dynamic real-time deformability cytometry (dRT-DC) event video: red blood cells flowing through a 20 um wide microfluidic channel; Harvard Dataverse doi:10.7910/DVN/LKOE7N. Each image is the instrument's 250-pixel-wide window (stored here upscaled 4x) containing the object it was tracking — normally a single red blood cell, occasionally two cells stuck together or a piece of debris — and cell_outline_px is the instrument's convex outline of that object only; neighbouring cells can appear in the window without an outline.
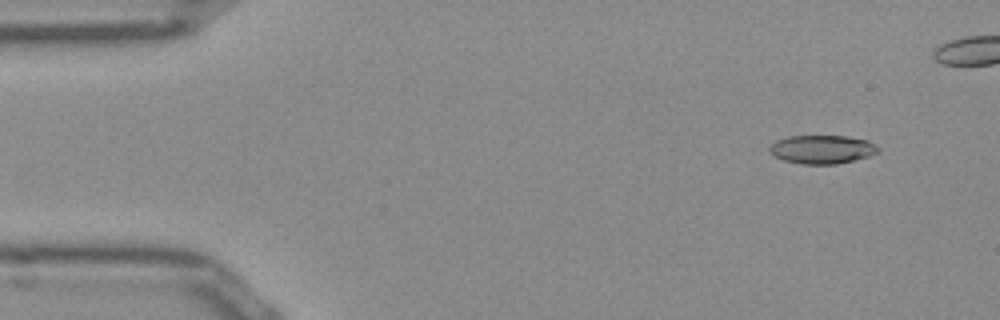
{"species": "Egyptian fruit bat (a non-hibernating species)", "species_latin": "Rousettus aegyptiacus", "temperature_condition": "room temperature", "stored_images_in_passage": 43, "camera_frame_rate_fps": 3000, "um_per_image_px": 0.085, "frame": {"image": 1, "passage_image": 3, "time_ms": 0.667, "image_size_px": [1000, 320], "cell_outline_px": [[880, 152], [868, 156], [836, 164], [800, 164], [784, 160], [776, 156], [768, 148], [776, 140], [788, 136], [848, 136], [868, 140], [880, 148]], "centroid_in_image_um": [69.9, 12.69], "position_along_channel_um": 15.1, "area_um2": 17.98}}
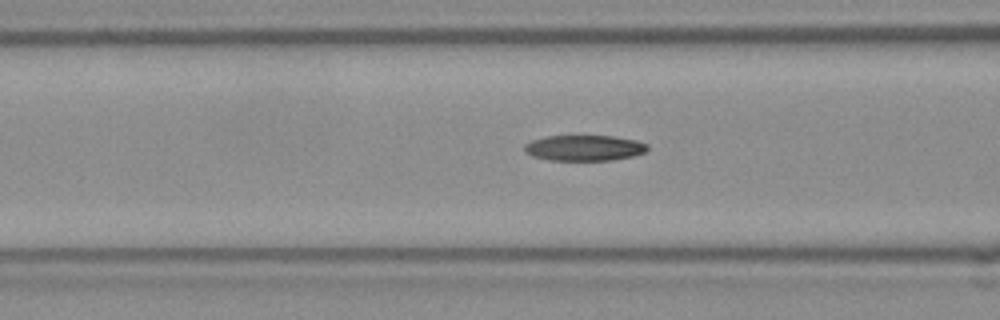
{"frame": {"image": 2, "passage_image": 18, "time_ms": 5.667, "image_size_px": [1000, 320], "cell_outline_px": [[648, 148], [644, 152], [632, 156], [612, 160], [548, 160], [532, 156], [524, 152], [524, 144], [532, 140], [548, 136], [612, 136], [636, 140], [648, 144]], "centroid_in_image_um": [49.64, 12.57], "position_along_channel_um": 117.0, "area_um2": 18.38}}
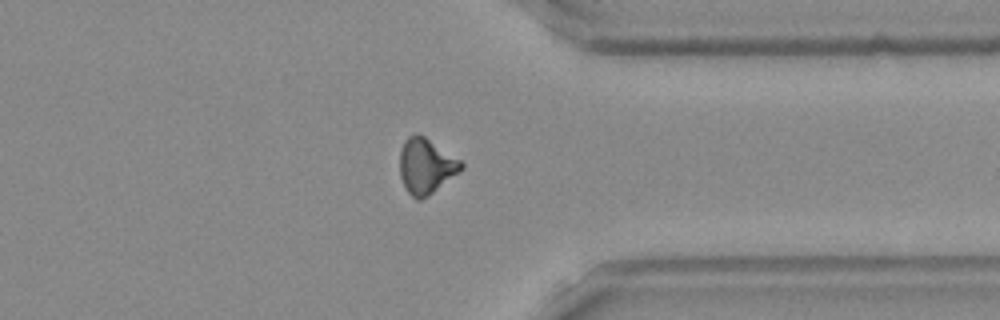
{"frame": {"image": 3, "passage_image": 38, "time_ms": 12.333, "image_size_px": [1000, 320], "cell_outline_px": [[464, 168], [460, 172], [428, 196], [420, 200], [416, 200], [404, 188], [400, 176], [400, 148], [404, 140], [408, 136], [416, 132], [424, 136], [460, 160], [464, 164]], "centroid_in_image_um": [36.19, 14.12], "position_along_channel_um": 375.2, "area_um2": 19.94}}